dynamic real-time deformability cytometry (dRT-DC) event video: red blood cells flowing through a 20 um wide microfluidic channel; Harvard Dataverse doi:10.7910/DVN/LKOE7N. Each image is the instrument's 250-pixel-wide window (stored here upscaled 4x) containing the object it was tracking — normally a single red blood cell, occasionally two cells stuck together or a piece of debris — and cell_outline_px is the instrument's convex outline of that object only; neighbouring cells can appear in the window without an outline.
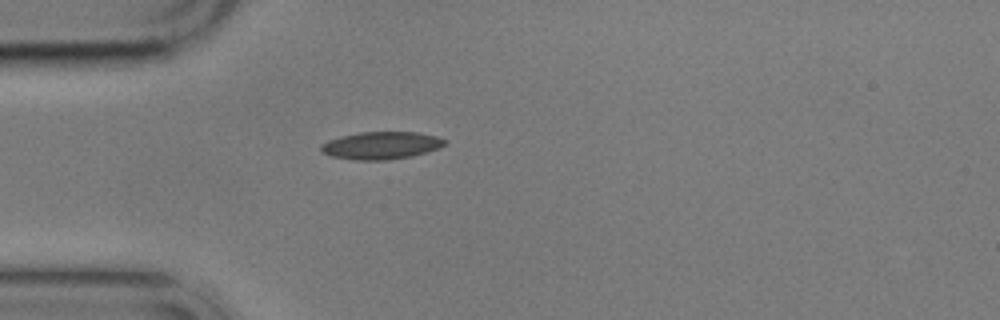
{"species": "common noctule bat (a hibernating species)", "species_latin": "Nyctalus noctula", "temperature_condition": "cold", "stored_images_in_passage": 1, "camera_frame_rate_fps": 3000, "um_per_image_px": 0.085, "animal": {"sex": "male", "body_mass_g": 17.9}, "frame": {"image": 1, "passage_image": 1, "time_ms": 0.0, "image_size_px": [1000, 320], "cell_outline_px": [[448, 144], [428, 152], [412, 156], [388, 160], [352, 160], [332, 156], [320, 152], [320, 144], [328, 140], [340, 136], [360, 132], [416, 132], [436, 136], [448, 140]], "centroid_in_image_um": [32.4, 12.36], "position_along_channel_um": 52.6, "area_um2": 20.11}}